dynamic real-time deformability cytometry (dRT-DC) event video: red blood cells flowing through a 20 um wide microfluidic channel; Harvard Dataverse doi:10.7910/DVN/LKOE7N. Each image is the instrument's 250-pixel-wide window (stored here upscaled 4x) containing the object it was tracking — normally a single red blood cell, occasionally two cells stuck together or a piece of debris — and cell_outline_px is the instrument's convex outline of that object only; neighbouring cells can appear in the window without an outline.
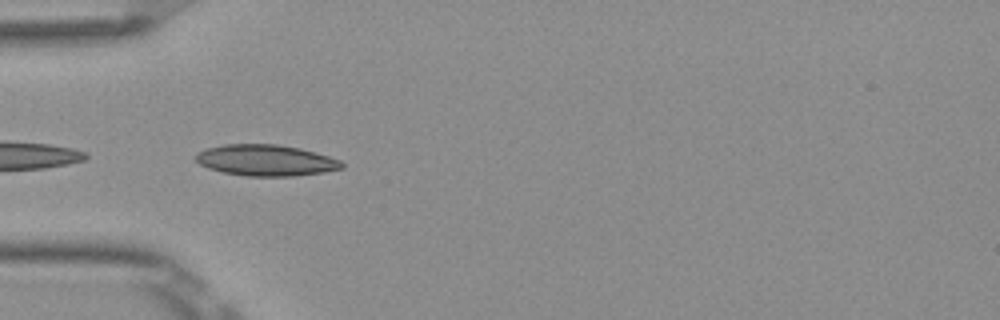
{"species": "Egyptian fruit bat (a non-hibernating species)", "species_latin": "Rousettus aegyptiacus", "temperature_condition": "room temperature", "stored_images_in_passage": 6, "camera_frame_rate_fps": 3000, "um_per_image_px": 0.085, "frame": {"image": 1, "passage_image": 1, "time_ms": 0.0, "image_size_px": [1000, 320], "cell_outline_px": [[344, 168], [324, 172], [292, 176], [248, 176], [224, 172], [208, 168], [200, 164], [196, 160], [196, 152], [204, 148], [224, 144], [276, 144], [300, 148], [316, 152], [340, 160], [344, 164]], "centroid_in_image_um": [22.59, 13.62], "position_along_channel_um": 62.4, "area_um2": 26.59}}